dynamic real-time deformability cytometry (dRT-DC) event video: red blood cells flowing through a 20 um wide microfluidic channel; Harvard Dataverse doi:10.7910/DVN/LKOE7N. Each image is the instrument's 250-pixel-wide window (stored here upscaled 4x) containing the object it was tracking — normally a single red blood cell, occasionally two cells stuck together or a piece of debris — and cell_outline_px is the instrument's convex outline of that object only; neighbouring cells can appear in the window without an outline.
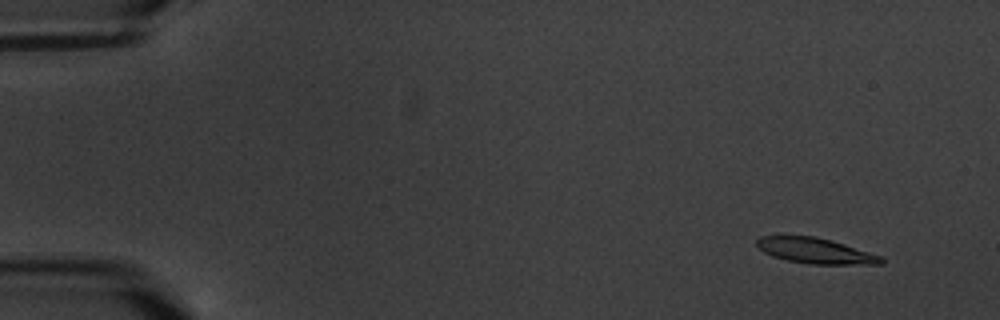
{"species": "common noctule bat (a hibernating species)", "species_latin": "Nyctalus noctula", "temperature_condition": "warm", "stored_images_in_passage": 6, "segment_of_instrument_passage": [1, 2], "camera_frame_rate_fps": 3000, "um_per_image_px": 0.085, "animal": {"sex": "male", "body_mass_g": 20.1, "forearm_length_mm": 53.5}, "frame": {"image": 1, "passage_image": 1, "time_ms": 0.0, "image_size_px": [1000, 320], "cell_outline_px": [[884, 264], [808, 264], [788, 260], [772, 256], [764, 252], [756, 244], [756, 240], [760, 236], [816, 236], [832, 240], [880, 256], [884, 260]], "centroid_in_image_um": [69.29, 21.31], "position_along_channel_um": 15.7, "area_um2": 18.32}}